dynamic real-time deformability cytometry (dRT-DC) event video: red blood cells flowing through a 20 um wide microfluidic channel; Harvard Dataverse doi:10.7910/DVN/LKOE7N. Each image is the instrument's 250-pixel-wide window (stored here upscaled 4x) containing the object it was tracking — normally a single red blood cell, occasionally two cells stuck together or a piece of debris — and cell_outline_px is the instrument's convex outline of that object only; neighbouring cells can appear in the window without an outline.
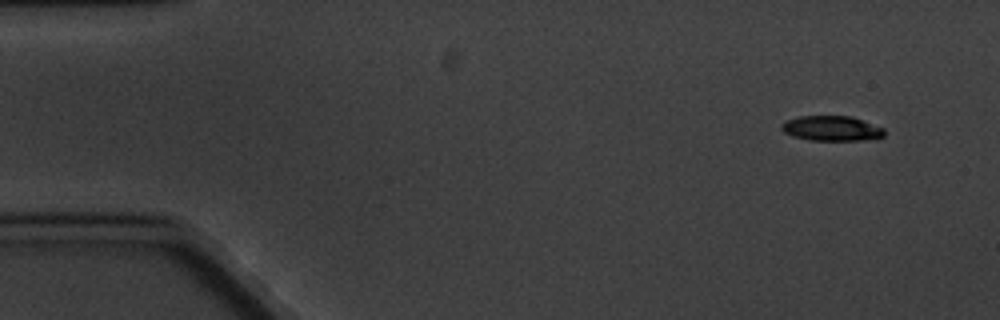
{"species": "common noctule bat (a hibernating species)", "species_latin": "Nyctalus noctula", "temperature_condition": "cold", "stored_images_in_passage": 6, "camera_frame_rate_fps": 3000, "um_per_image_px": 0.085, "animal": {"sex": "male", "body_mass_g": 20.1, "forearm_length_mm": 53.5}, "frame": {"image": 1, "passage_image": 1, "time_ms": 0.0, "image_size_px": [1000, 320], "cell_outline_px": [[884, 136], [876, 140], [812, 140], [796, 136], [784, 132], [780, 128], [780, 124], [784, 120], [796, 116], [852, 116], [884, 128]], "centroid_in_image_um": [70.7, 10.9], "position_along_channel_um": 14.3, "area_um2": 15.14}}
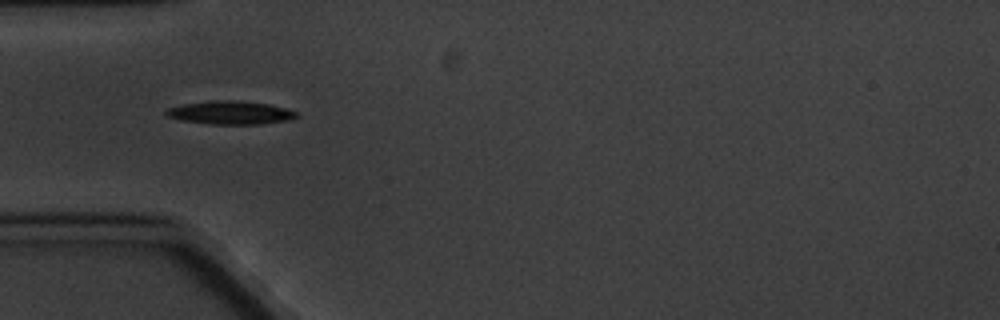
{"frame": {"image": 2, "passage_image": 5, "time_ms": 4.667, "image_size_px": [1000, 320], "cell_outline_px": [[300, 116], [288, 120], [260, 124], [208, 124], [180, 120], [168, 116], [164, 112], [168, 108], [184, 104], [216, 100], [232, 100], [268, 104], [284, 108], [296, 112]], "centroid_in_image_um": [19.58, 9.58], "position_along_channel_um": 65.4, "area_um2": 17.51}}